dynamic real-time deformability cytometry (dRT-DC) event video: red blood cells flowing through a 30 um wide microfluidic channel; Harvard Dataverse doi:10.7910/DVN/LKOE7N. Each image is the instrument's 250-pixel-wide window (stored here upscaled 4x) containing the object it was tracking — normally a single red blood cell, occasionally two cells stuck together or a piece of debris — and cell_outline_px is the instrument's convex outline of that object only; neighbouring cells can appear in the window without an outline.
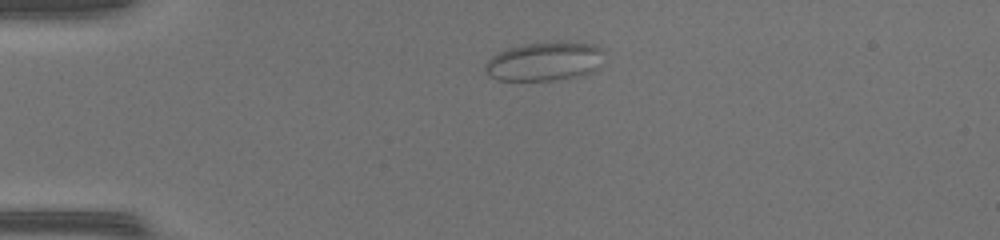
{"species": "common noctule bat (a hibernating species)", "species_latin": "Nyctalus noctula", "temperature_condition": "warm", "stored_images_in_passage": 38, "camera_frame_rate_fps": 3000, "um_per_image_px": 0.085, "animal": {"sex": "female", "body_mass_g": 17.0, "forearm_length_mm": 48.0}, "frame": {"image": 1, "passage_image": 1, "time_ms": 0.0, "image_size_px": [1000, 240], "cell_outline_px": [[604, 52], [600, 68], [592, 72], [580, 76], [556, 80], [496, 80], [488, 76], [484, 72], [484, 64], [492, 56], [508, 48], [524, 44], [548, 40], [568, 40], [596, 44]], "centroid_in_image_um": [46.33, 5.19], "position_along_channel_um": 38.7, "area_um2": 27.92}}
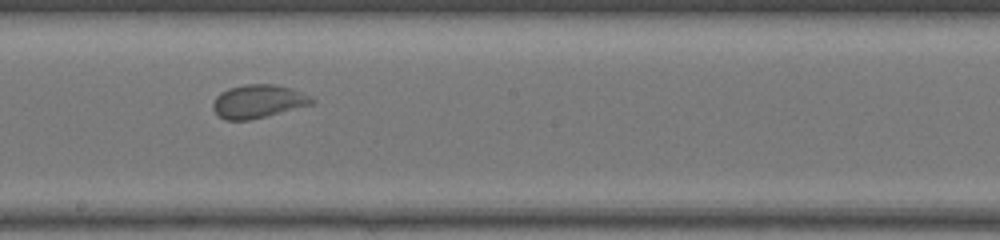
{"frame": {"image": 2, "passage_image": 17, "time_ms": 5.333, "image_size_px": [1000, 240], "cell_outline_px": [[316, 100], [312, 104], [248, 120], [224, 120], [212, 108], [212, 104], [216, 96], [220, 92], [228, 88], [244, 84], [276, 84], [292, 88], [312, 96]], "centroid_in_image_um": [21.94, 8.59], "position_along_channel_um": 226.3, "area_um2": 19.19}}
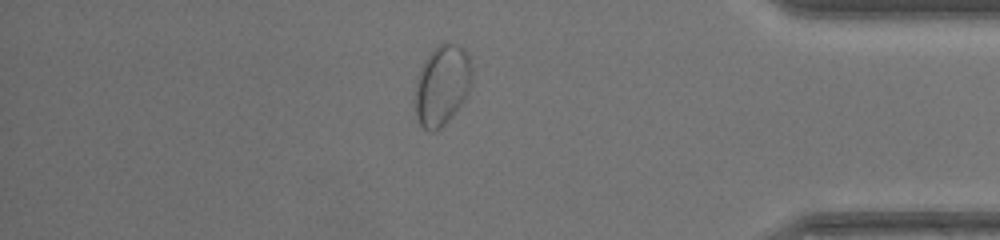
{"frame": {"image": 3, "passage_image": 31, "time_ms": 10.0, "image_size_px": [1000, 240], "cell_outline_px": [[472, 84], [464, 100], [452, 116], [440, 128], [432, 132], [428, 132], [420, 124], [416, 116], [416, 80], [420, 68], [424, 60], [440, 44], [456, 44], [464, 48], [468, 52], [472, 68]], "centroid_in_image_um": [37.6, 7.25], "position_along_channel_um": 397.6, "area_um2": 26.53}}